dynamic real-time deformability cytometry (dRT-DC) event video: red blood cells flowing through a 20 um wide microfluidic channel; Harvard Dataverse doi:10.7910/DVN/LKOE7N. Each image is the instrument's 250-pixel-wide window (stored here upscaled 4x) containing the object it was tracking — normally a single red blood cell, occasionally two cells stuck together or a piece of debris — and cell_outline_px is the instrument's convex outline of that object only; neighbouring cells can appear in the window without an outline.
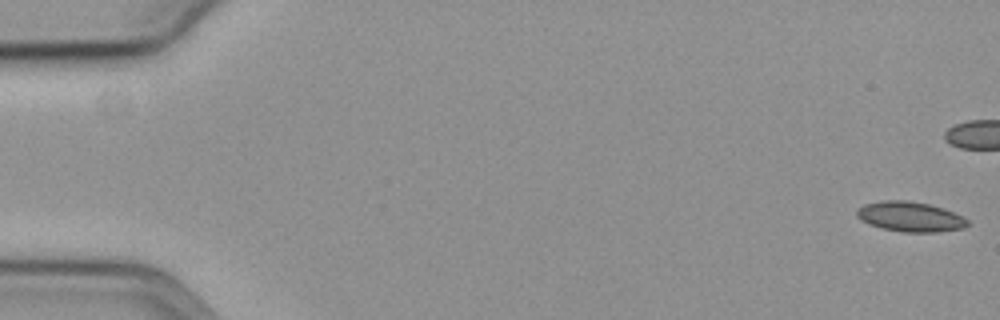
{"species": "common noctule bat (a hibernating species)", "species_latin": "Nyctalus noctula", "temperature_condition": "cold", "stored_images_in_passage": 47, "camera_frame_rate_fps": 3000, "um_per_image_px": 0.085, "animal": {"sex": "female", "body_mass_g": 19.3, "forearm_length_mm": 54.1}, "frame": {"image": 1, "passage_image": 1, "time_ms": 0.0, "image_size_px": [1000, 320], "cell_outline_px": [[968, 224], [964, 228], [936, 232], [904, 232], [884, 228], [868, 224], [860, 220], [856, 216], [856, 208], [864, 204], [880, 200], [908, 200], [928, 204], [944, 208], [964, 216], [968, 220]], "centroid_in_image_um": [77.35, 18.4], "position_along_channel_um": 7.7, "area_um2": 19.54}}
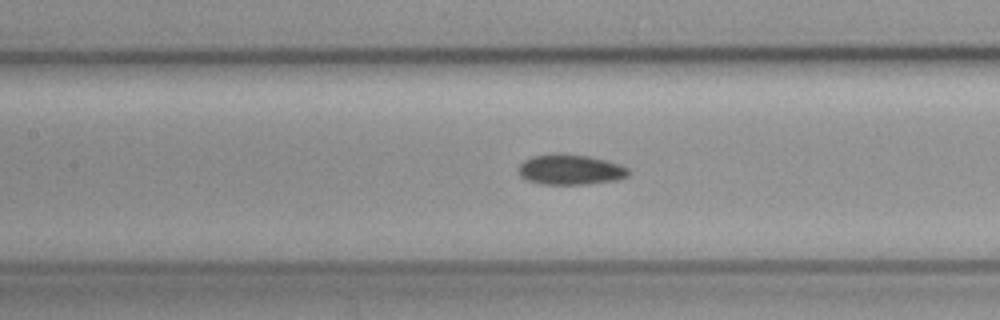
{"frame": {"image": 2, "passage_image": 27, "time_ms": 8.667, "image_size_px": [1000, 320], "cell_outline_px": [[628, 176], [620, 180], [588, 184], [540, 184], [524, 180], [520, 176], [516, 168], [524, 160], [532, 156], [560, 152], [588, 156], [620, 164], [628, 168]], "centroid_in_image_um": [48.44, 14.42], "position_along_channel_um": 159.0, "area_um2": 19.83}}
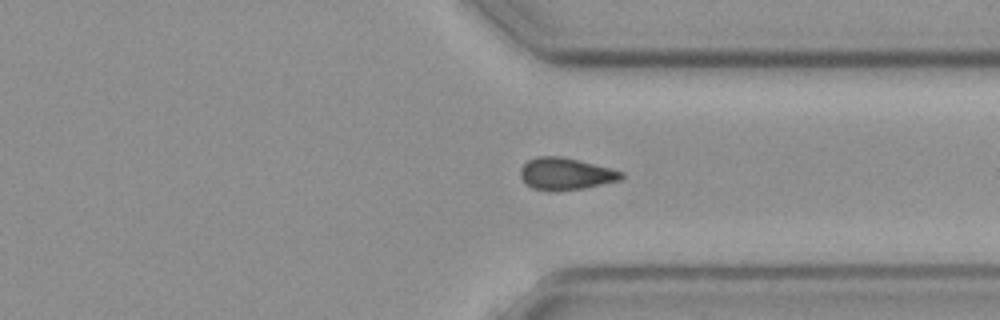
{"frame": {"image": 3, "passage_image": 44, "time_ms": 14.333, "image_size_px": [1000, 320], "cell_outline_px": [[624, 176], [620, 180], [584, 188], [556, 192], [552, 192], [532, 188], [520, 176], [520, 168], [528, 160], [536, 156], [560, 156], [624, 172]], "centroid_in_image_um": [48.05, 14.79], "position_along_channel_um": 363.4, "area_um2": 18.73}}